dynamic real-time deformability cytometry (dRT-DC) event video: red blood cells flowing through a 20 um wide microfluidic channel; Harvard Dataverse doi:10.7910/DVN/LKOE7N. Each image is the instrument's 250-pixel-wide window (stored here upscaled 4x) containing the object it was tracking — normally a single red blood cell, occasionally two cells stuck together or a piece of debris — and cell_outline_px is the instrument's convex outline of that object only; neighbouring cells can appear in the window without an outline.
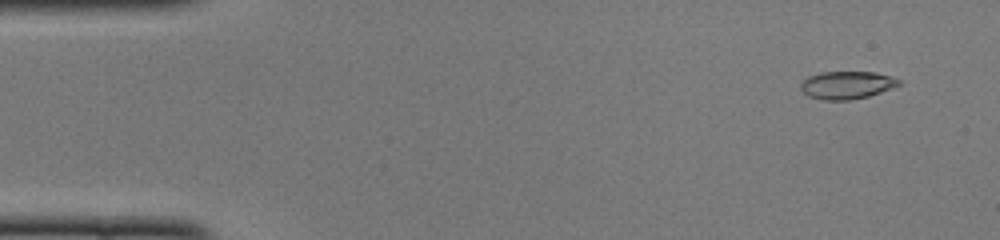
{"species": "common noctule bat (a hibernating species)", "species_latin": "Nyctalus noctula", "temperature_condition": "cold", "stored_images_in_passage": 34, "camera_frame_rate_fps": 3000, "um_per_image_px": 0.085, "animal": {"sex": "female", "body_mass_g": 22.0, "forearm_length_mm": 56.7}, "frame": {"image": 1, "passage_image": 4, "time_ms": 1.0, "image_size_px": [1000, 240], "cell_outline_px": [[900, 84], [892, 88], [868, 96], [848, 100], [824, 100], [808, 96], [800, 88], [800, 84], [808, 76], [820, 72], [876, 72], [892, 76], [900, 80]], "centroid_in_image_um": [71.97, 7.22], "position_along_channel_um": 13.0, "area_um2": 15.84}}
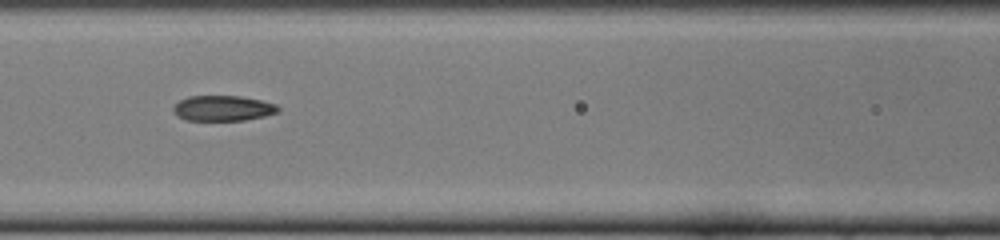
{"frame": {"image": 2, "passage_image": 22, "time_ms": 7.0, "image_size_px": [1000, 240], "cell_outline_px": [[280, 112], [264, 116], [244, 120], [184, 120], [176, 116], [172, 108], [180, 100], [188, 96], [240, 96], [260, 100], [276, 104], [280, 108]], "centroid_in_image_um": [18.95, 9.2], "position_along_channel_um": 147.7, "area_um2": 15.55}}
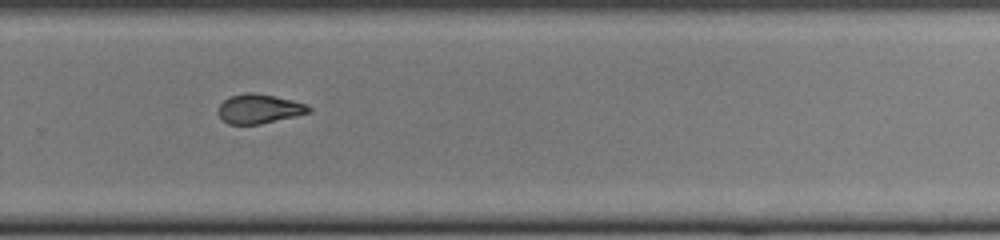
{"frame": {"image": 3, "passage_image": 34, "time_ms": 11.0, "image_size_px": [1000, 240], "cell_outline_px": [[312, 108], [308, 112], [296, 116], [260, 124], [228, 124], [220, 116], [216, 108], [228, 96], [244, 92], [256, 92], [292, 100], [308, 104]], "centroid_in_image_um": [22.0, 9.23], "position_along_channel_um": 307.8, "area_um2": 15.61}}